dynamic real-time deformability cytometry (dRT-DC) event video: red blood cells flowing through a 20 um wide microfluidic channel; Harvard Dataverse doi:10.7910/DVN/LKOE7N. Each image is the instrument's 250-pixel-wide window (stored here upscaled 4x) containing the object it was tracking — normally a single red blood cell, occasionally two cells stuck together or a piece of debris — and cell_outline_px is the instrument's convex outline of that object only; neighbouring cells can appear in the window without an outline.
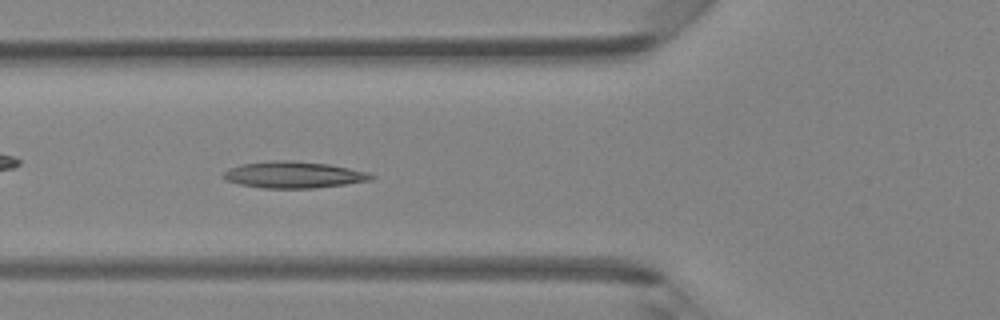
{"species": "Egyptian fruit bat (a non-hibernating species)", "species_latin": "Rousettus aegyptiacus", "temperature_condition": "room temperature", "stored_images_in_passage": 45, "camera_frame_rate_fps": 3000, "um_per_image_px": 0.085, "animal": {"sex": "female"}, "frame": {"image": 1, "passage_image": 16, "time_ms": 5.0, "image_size_px": [1000, 320], "cell_outline_px": [[376, 176], [372, 180], [344, 184], [312, 188], [260, 188], [240, 184], [224, 180], [220, 176], [228, 168], [240, 164], [272, 160], [292, 160], [328, 164], [368, 172]], "centroid_in_image_um": [24.9, 14.85], "position_along_channel_um": 100.9, "area_um2": 23.0}}
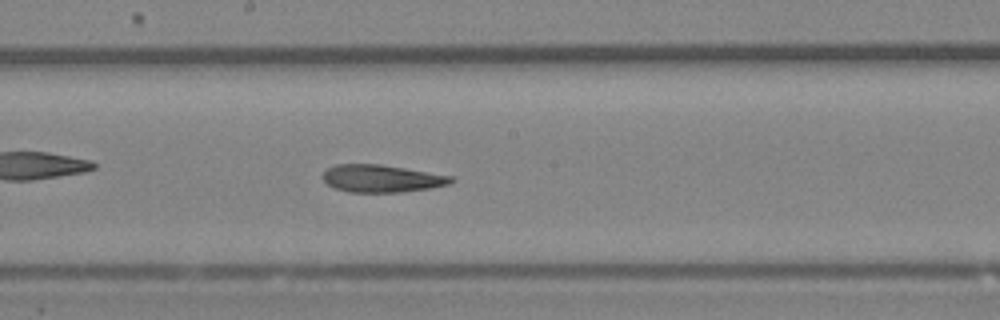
{"frame": {"image": 2, "passage_image": 24, "time_ms": 7.667, "image_size_px": [1000, 320], "cell_outline_px": [[456, 180], [448, 184], [432, 188], [400, 192], [348, 192], [332, 188], [320, 176], [328, 168], [336, 164], [380, 164], [452, 176]], "centroid_in_image_um": [32.41, 15.18], "position_along_channel_um": 215.8, "area_um2": 20.58}}
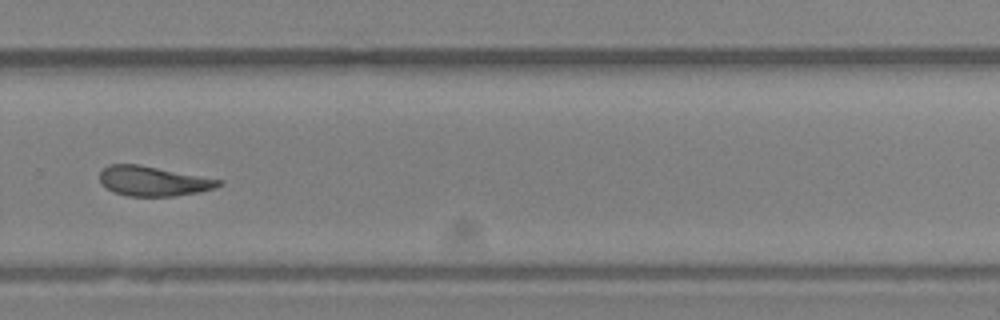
{"frame": {"image": 3, "passage_image": 31, "time_ms": 10.0, "image_size_px": [1000, 320], "cell_outline_px": [[224, 184], [216, 188], [196, 192], [172, 196], [128, 196], [112, 192], [100, 184], [100, 172], [108, 164], [140, 164], [224, 180]], "centroid_in_image_um": [13.02, 15.38], "position_along_channel_um": 316.8, "area_um2": 20.87}, "authors_computed_cell_mechanics": {"area_um2": 21.5016, "velocity_mm_per_s": 4.3269, "shape_relaxation_time_tau1_ms": null, "shape_relaxation_time_tau2_ms": 7.153, "deformation_change_tau1": null, "deformation_change_tau2": 0.1839}}